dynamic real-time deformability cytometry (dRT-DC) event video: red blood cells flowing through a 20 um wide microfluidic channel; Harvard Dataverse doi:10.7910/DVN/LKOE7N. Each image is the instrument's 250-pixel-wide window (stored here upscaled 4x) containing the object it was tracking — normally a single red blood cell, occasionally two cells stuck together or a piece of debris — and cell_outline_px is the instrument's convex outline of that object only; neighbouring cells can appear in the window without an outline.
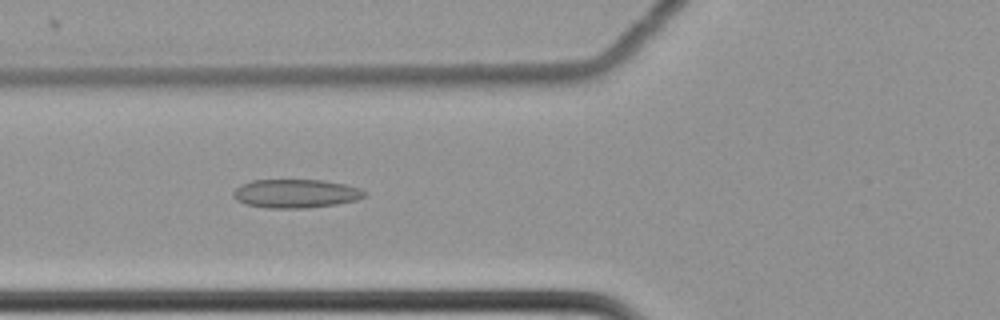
{"species": "common noctule bat (a hibernating species)", "species_latin": "Nyctalus noctula", "temperature_condition": "cold", "stored_images_in_passage": 60, "camera_frame_rate_fps": 3000, "um_per_image_px": 0.085, "animal": {"sex": "female", "body_mass_g": 22.7, "forearm_length_mm": 54.2}, "frame": {"image": 1, "passage_image": 24, "time_ms": 7.667, "image_size_px": [1000, 320], "cell_outline_px": [[368, 192], [364, 196], [356, 200], [336, 204], [308, 208], [268, 208], [244, 204], [236, 200], [232, 196], [232, 192], [240, 184], [252, 180], [324, 180], [344, 184], [360, 188]], "centroid_in_image_um": [25.11, 16.45], "position_along_channel_um": 100.7, "area_um2": 22.08}}
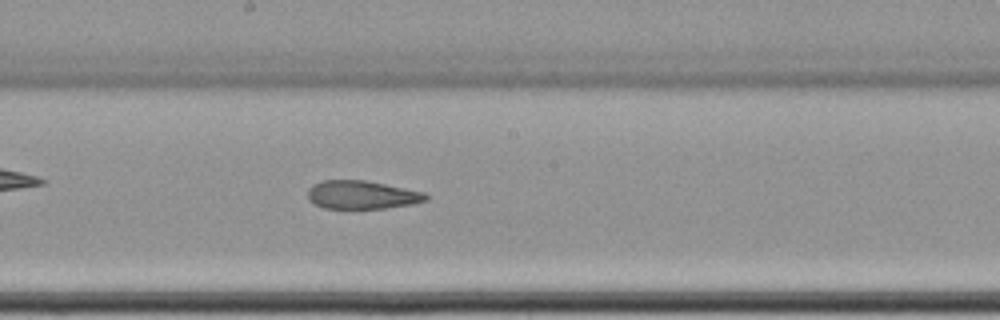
{"frame": {"image": 2, "passage_image": 34, "time_ms": 11.0, "image_size_px": [1000, 320], "cell_outline_px": [[428, 200], [412, 204], [388, 208], [324, 208], [312, 204], [308, 200], [308, 188], [312, 184], [320, 180], [364, 180], [424, 192], [428, 196]], "centroid_in_image_um": [30.71, 16.56], "position_along_channel_um": 217.5, "area_um2": 19.59}}
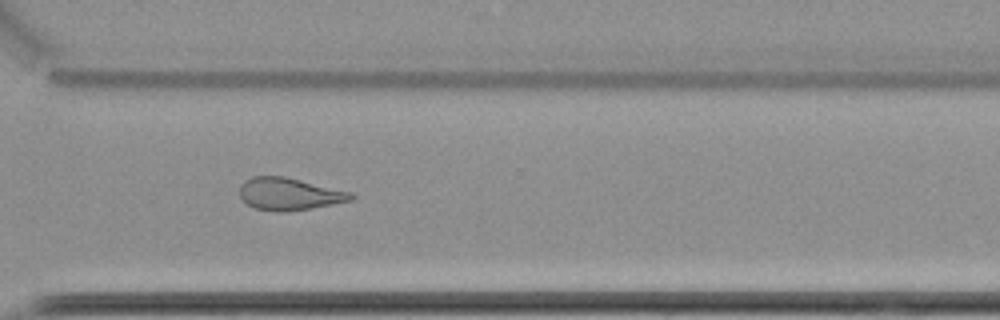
{"frame": {"image": 3, "passage_image": 45, "time_ms": 14.667, "image_size_px": [1000, 320], "cell_outline_px": [[356, 196], [352, 200], [312, 208], [284, 212], [276, 212], [256, 208], [248, 204], [240, 196], [240, 184], [244, 180], [252, 176], [284, 176], [352, 192]], "centroid_in_image_um": [24.59, 16.48], "position_along_channel_um": 346.0, "area_um2": 20.98}, "authors_computed_cell_mechanics": {"area_um2": 23.0911, "velocity_mm_per_s": 3.4955, "shape_relaxation_time_tau1_ms": null, "shape_relaxation_time_tau2_ms": 3.9462, "deformation_change_tau1": null, "deformation_change_tau2": 0.1161}}